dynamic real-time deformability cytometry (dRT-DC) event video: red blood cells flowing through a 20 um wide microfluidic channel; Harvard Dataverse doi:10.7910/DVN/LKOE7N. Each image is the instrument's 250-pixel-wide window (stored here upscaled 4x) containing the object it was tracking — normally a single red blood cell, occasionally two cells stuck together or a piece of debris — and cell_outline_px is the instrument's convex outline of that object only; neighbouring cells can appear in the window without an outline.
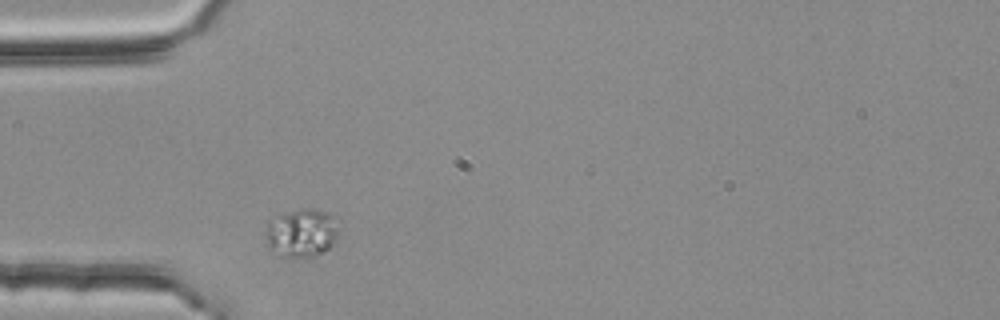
{"species": "common noctule bat (a hibernating species)", "species_latin": "Nyctalus noctula", "temperature_condition": "room temperature", "stored_images_in_passage": 1, "camera_frame_rate_fps": 3000, "um_per_image_px": 0.085, "animal": {"sex": "female", "body_mass_g": 25.1}, "frame": {"image": 1, "passage_image": 1, "time_ms": 0.0, "image_size_px": [1000, 320], "cell_outline_px": [[340, 220], [336, 244], [308, 260], [304, 260], [280, 256], [268, 248], [264, 236], [264, 228], [268, 220], [300, 208], [312, 208], [328, 212], [340, 216]], "centroid_in_image_um": [25.68, 19.82], "position_along_channel_um": 59.3, "area_um2": 21.96}}